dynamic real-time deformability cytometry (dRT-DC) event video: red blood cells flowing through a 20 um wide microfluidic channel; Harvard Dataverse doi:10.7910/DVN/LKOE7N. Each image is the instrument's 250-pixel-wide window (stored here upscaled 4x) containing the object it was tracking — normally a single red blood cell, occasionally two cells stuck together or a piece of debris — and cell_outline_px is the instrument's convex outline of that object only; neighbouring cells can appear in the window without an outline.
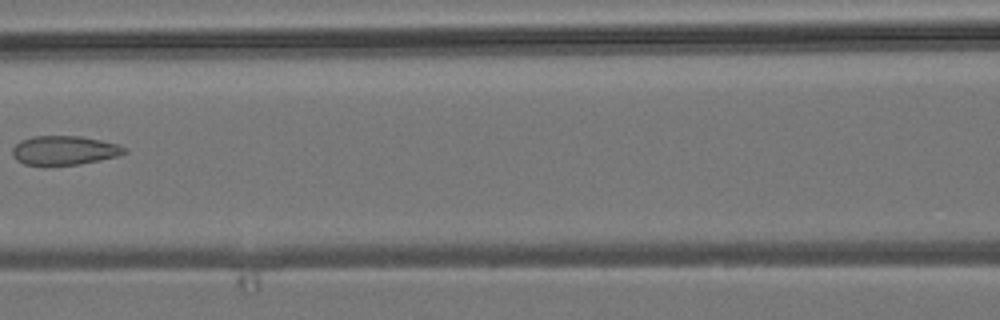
{"species": "common noctule bat (a hibernating species)", "species_latin": "Nyctalus noctula", "temperature_condition": "room temperature", "stored_images_in_passage": 4, "camera_frame_rate_fps": 3000, "um_per_image_px": 0.085, "animal": {"sex": "male", "body_mass_g": 19.2, "forearm_length_mm": 51.8}, "frame": {"image": 1, "passage_image": 3, "time_ms": 2.667, "image_size_px": [1000, 320], "cell_outline_px": [[128, 152], [120, 156], [80, 164], [44, 168], [24, 164], [16, 160], [12, 156], [12, 148], [20, 140], [32, 136], [80, 136], [100, 140], [116, 144], [128, 148]], "centroid_in_image_um": [5.43, 12.82], "position_along_channel_um": 161.2, "area_um2": 19.77}}
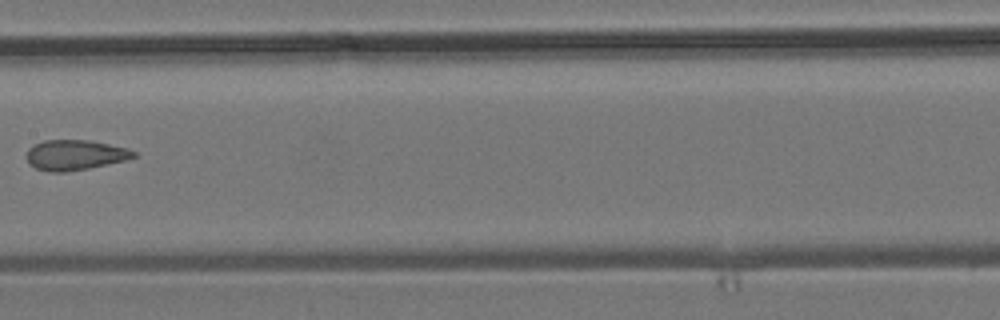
{"frame": {"image": 2, "passage_image": 4, "time_ms": 3.667, "image_size_px": [1000, 320], "cell_outline_px": [[136, 156], [124, 160], [108, 164], [88, 168], [64, 172], [52, 172], [36, 168], [28, 164], [28, 148], [32, 144], [44, 140], [88, 140], [128, 148], [136, 152]], "centroid_in_image_um": [6.35, 13.16], "position_along_channel_um": 201.0, "area_um2": 18.73}}